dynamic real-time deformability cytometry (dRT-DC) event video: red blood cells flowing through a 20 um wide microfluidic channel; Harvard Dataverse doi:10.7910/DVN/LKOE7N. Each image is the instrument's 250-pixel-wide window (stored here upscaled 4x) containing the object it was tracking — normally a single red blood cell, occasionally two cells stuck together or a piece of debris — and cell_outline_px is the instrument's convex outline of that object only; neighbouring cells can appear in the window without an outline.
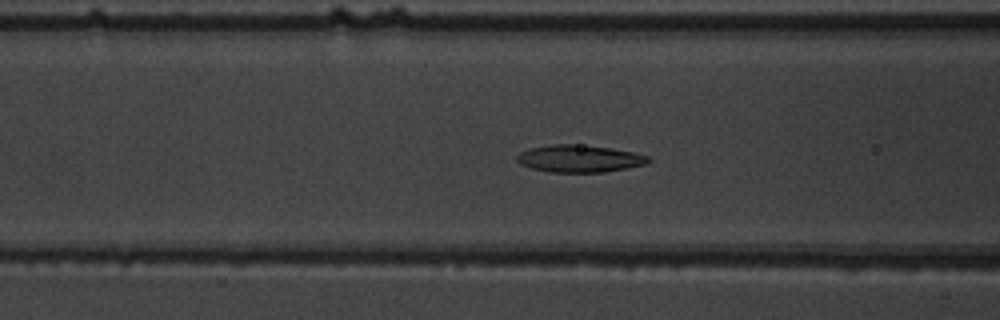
{"species": "common noctule bat (a hibernating species)", "species_latin": "Nyctalus noctula", "temperature_condition": "warm", "stored_images_in_passage": 40, "camera_frame_rate_fps": 3000, "um_per_image_px": 0.085, "animal": {"sex": "male", "body_mass_g": 19.5, "forearm_length_mm": 54.6}, "frame": {"image": 1, "passage_image": 7, "time_ms": 2.0, "image_size_px": [1000, 320], "cell_outline_px": [[652, 160], [648, 164], [604, 172], [548, 172], [532, 168], [520, 164], [516, 160], [516, 156], [520, 152], [528, 148], [552, 144], [572, 144], [608, 148], [632, 152], [648, 156]], "centroid_in_image_um": [49.22, 13.49], "position_along_channel_um": 117.4, "area_um2": 20.81}}
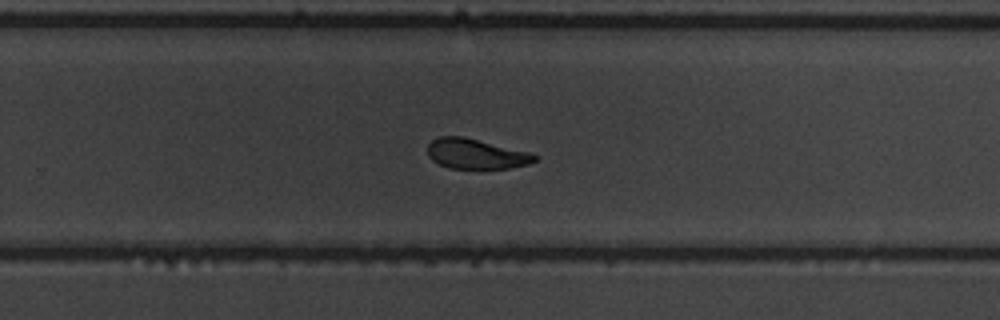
{"frame": {"image": 2, "passage_image": 21, "time_ms": 6.667, "image_size_px": [1000, 320], "cell_outline_px": [[540, 156], [536, 160], [528, 164], [508, 168], [448, 168], [432, 160], [428, 156], [428, 144], [432, 140], [440, 136], [464, 136], [528, 152]], "centroid_in_image_um": [40.44, 13.07], "position_along_channel_um": 289.4, "area_um2": 18.67}}
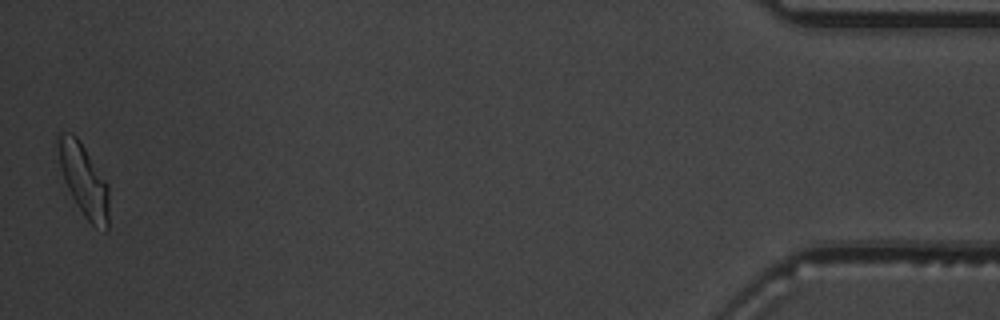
{"frame": {"image": 3, "passage_image": 39, "time_ms": 12.667, "image_size_px": [1000, 320], "cell_outline_px": [[108, 228], [104, 232], [96, 228], [84, 216], [72, 196], [64, 180], [60, 164], [56, 144], [56, 132], [72, 132], [80, 140], [108, 184]], "centroid_in_image_um": [7.11, 15.27], "position_along_channel_um": 428.1, "area_um2": 21.44}}